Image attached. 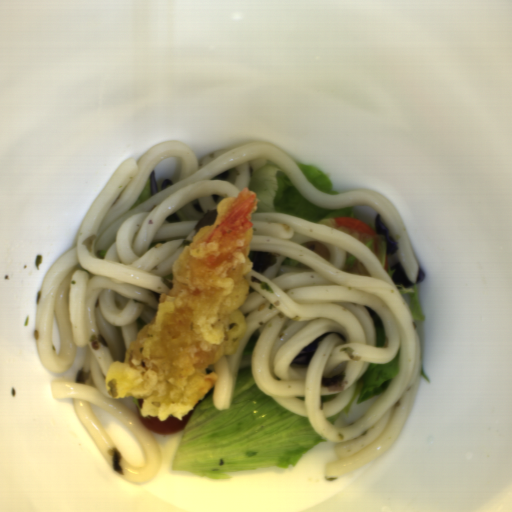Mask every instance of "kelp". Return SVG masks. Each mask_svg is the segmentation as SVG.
<instances>
[{"label": "kelp", "mask_w": 512, "mask_h": 512, "mask_svg": "<svg viewBox=\"0 0 512 512\" xmlns=\"http://www.w3.org/2000/svg\"><path fill=\"white\" fill-rule=\"evenodd\" d=\"M300 318L297 316V317H291L285 324L284 326L280 329L279 333H278V336L277 338H280L284 332L290 327L292 326L297 320H299Z\"/></svg>", "instance_id": "obj_8"}, {"label": "kelp", "mask_w": 512, "mask_h": 512, "mask_svg": "<svg viewBox=\"0 0 512 512\" xmlns=\"http://www.w3.org/2000/svg\"><path fill=\"white\" fill-rule=\"evenodd\" d=\"M239 175V170L235 167L231 171L221 173L212 178L214 181H225L230 184H236Z\"/></svg>", "instance_id": "obj_5"}, {"label": "kelp", "mask_w": 512, "mask_h": 512, "mask_svg": "<svg viewBox=\"0 0 512 512\" xmlns=\"http://www.w3.org/2000/svg\"><path fill=\"white\" fill-rule=\"evenodd\" d=\"M89 373H90V370L85 369V368L82 367L81 369H79L76 372L74 383H76L77 385H82L88 379Z\"/></svg>", "instance_id": "obj_7"}, {"label": "kelp", "mask_w": 512, "mask_h": 512, "mask_svg": "<svg viewBox=\"0 0 512 512\" xmlns=\"http://www.w3.org/2000/svg\"><path fill=\"white\" fill-rule=\"evenodd\" d=\"M248 259L251 267V271L265 273L269 270L276 262L277 255L270 251L265 250H248Z\"/></svg>", "instance_id": "obj_1"}, {"label": "kelp", "mask_w": 512, "mask_h": 512, "mask_svg": "<svg viewBox=\"0 0 512 512\" xmlns=\"http://www.w3.org/2000/svg\"><path fill=\"white\" fill-rule=\"evenodd\" d=\"M217 212H218V209L206 211L200 217V219L197 221V223L195 225H193V229H194L195 233H197L200 229H202L208 225L214 224L215 219L217 217Z\"/></svg>", "instance_id": "obj_3"}, {"label": "kelp", "mask_w": 512, "mask_h": 512, "mask_svg": "<svg viewBox=\"0 0 512 512\" xmlns=\"http://www.w3.org/2000/svg\"><path fill=\"white\" fill-rule=\"evenodd\" d=\"M161 281L164 284V286L169 289L171 287V285H172V282H173L172 273L167 275V276H163L161 278Z\"/></svg>", "instance_id": "obj_9"}, {"label": "kelp", "mask_w": 512, "mask_h": 512, "mask_svg": "<svg viewBox=\"0 0 512 512\" xmlns=\"http://www.w3.org/2000/svg\"><path fill=\"white\" fill-rule=\"evenodd\" d=\"M321 382L325 389L330 392L342 391L343 388L348 385L346 381H344L343 375H336L332 377H327L326 375L321 377Z\"/></svg>", "instance_id": "obj_2"}, {"label": "kelp", "mask_w": 512, "mask_h": 512, "mask_svg": "<svg viewBox=\"0 0 512 512\" xmlns=\"http://www.w3.org/2000/svg\"><path fill=\"white\" fill-rule=\"evenodd\" d=\"M108 452H109V454H111V458H112V465H111L112 471L115 474L122 476L124 474V471H123V467H122L121 451L115 446L113 449H111Z\"/></svg>", "instance_id": "obj_4"}, {"label": "kelp", "mask_w": 512, "mask_h": 512, "mask_svg": "<svg viewBox=\"0 0 512 512\" xmlns=\"http://www.w3.org/2000/svg\"><path fill=\"white\" fill-rule=\"evenodd\" d=\"M91 347L95 350L99 347H108L107 340L100 334H93L89 339Z\"/></svg>", "instance_id": "obj_6"}]
</instances>
